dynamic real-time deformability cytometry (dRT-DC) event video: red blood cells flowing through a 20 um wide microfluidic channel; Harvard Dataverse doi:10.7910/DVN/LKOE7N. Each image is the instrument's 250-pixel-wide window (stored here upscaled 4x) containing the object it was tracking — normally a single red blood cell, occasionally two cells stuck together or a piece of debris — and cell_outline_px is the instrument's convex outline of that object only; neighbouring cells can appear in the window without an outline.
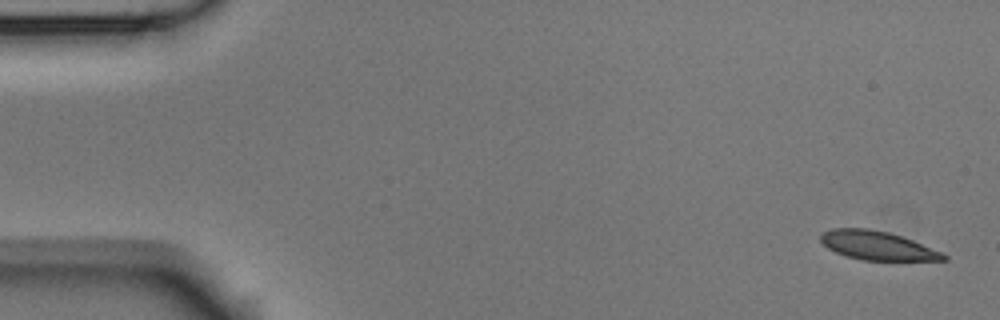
{"species": "Egyptian fruit bat (a non-hibernating species)", "species_latin": "Rousettus aegyptiacus", "temperature_condition": "room temperature", "stored_images_in_passage": 4, "camera_frame_rate_fps": 3000, "um_per_image_px": 0.085, "animal": {"sex": "male"}, "frame": {"image": 1, "passage_image": 1, "time_ms": 0.0, "image_size_px": [1000, 320], "cell_outline_px": [[948, 260], [864, 260], [848, 256], [836, 252], [828, 248], [820, 240], [820, 236], [824, 232], [832, 228], [868, 228], [888, 232], [912, 240], [944, 252], [948, 256]], "centroid_in_image_um": [74.61, 20.87], "position_along_channel_um": 10.4, "area_um2": 20.46}}
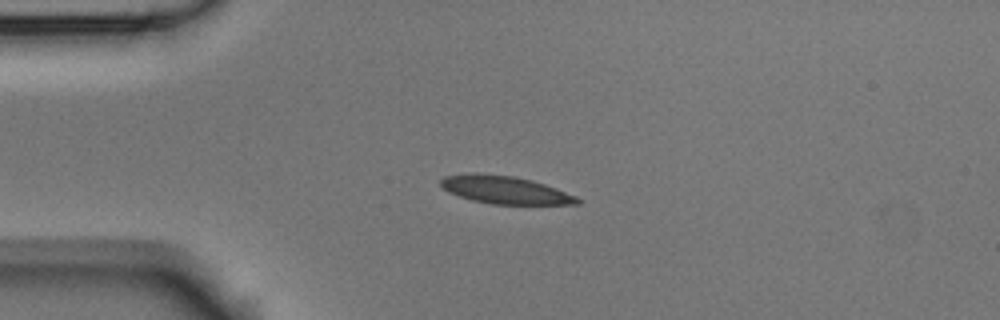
{"frame": {"image": 2, "passage_image": 4, "time_ms": 1.0, "image_size_px": [1000, 320], "cell_outline_px": [[580, 204], [492, 204], [472, 200], [448, 192], [440, 184], [440, 180], [444, 176], [472, 172], [476, 172], [516, 176], [532, 180], [556, 188], [576, 196], [580, 200]], "centroid_in_image_um": [42.9, 16.12], "position_along_channel_um": 42.1, "area_um2": 22.2}}